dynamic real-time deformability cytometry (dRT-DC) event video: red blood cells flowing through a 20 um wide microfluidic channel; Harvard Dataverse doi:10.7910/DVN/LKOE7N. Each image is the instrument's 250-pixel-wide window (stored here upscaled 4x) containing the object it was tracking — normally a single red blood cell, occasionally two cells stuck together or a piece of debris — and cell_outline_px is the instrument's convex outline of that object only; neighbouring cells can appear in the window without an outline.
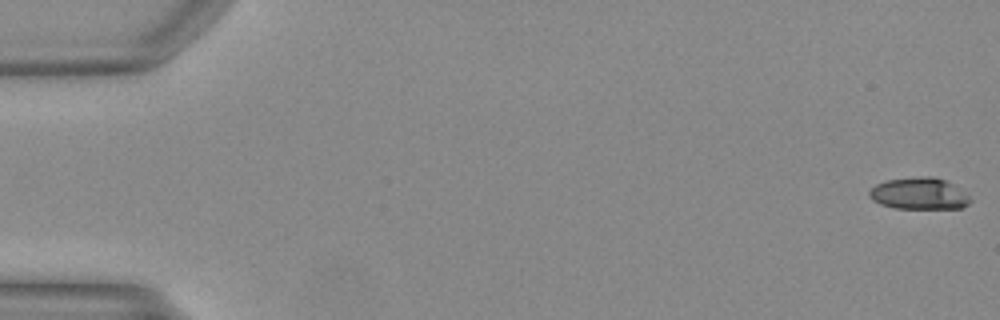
{"species": "Egyptian fruit bat (a non-hibernating species)", "species_latin": "Rousettus aegyptiacus", "temperature_condition": "warm", "stored_images_in_passage": 49, "camera_frame_rate_fps": 3000, "um_per_image_px": 0.085, "animal": {"sex": "female"}, "frame": {"image": 1, "passage_image": 1, "time_ms": 0.0, "image_size_px": [1000, 320], "cell_outline_px": [[972, 200], [968, 204], [960, 208], [896, 208], [880, 204], [872, 200], [868, 196], [868, 192], [876, 184], [888, 180], [920, 176], [932, 176], [948, 180], [964, 192]], "centroid_in_image_um": [78.12, 16.45], "position_along_channel_um": 6.9, "area_um2": 18.67}}
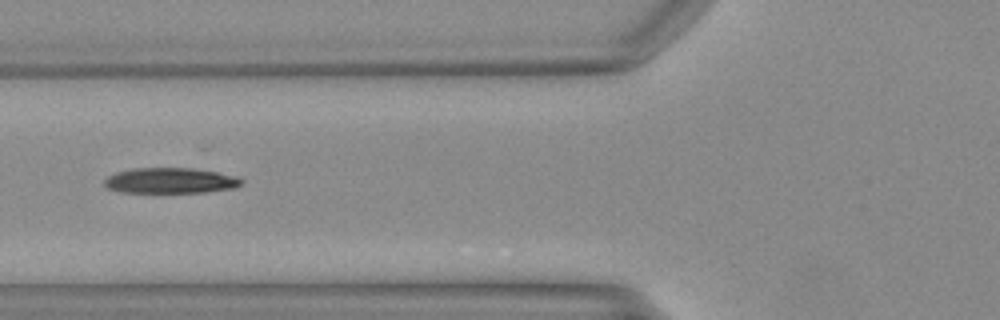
{"frame": {"image": 2, "passage_image": 20, "time_ms": 6.333, "image_size_px": [1000, 320], "cell_outline_px": [[244, 180], [236, 188], [204, 192], [120, 192], [104, 188], [104, 180], [108, 176], [116, 172], [132, 168], [192, 168], [216, 172], [236, 176]], "centroid_in_image_um": [14.45, 15.35], "position_along_channel_um": 111.4, "area_um2": 20.46}}
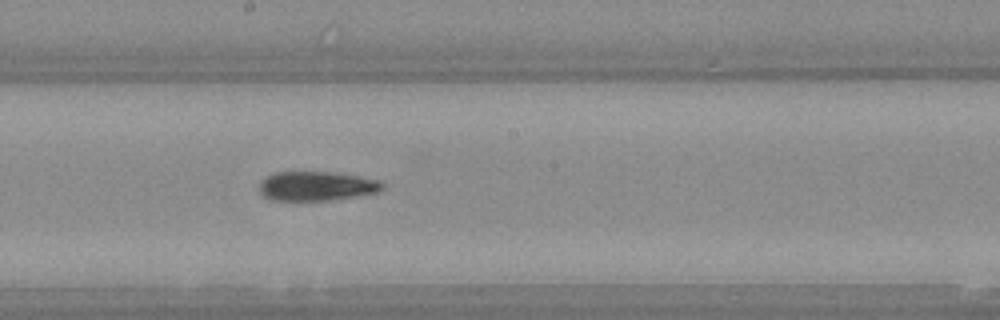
{"frame": {"image": 3, "passage_image": 28, "time_ms": 9.0, "image_size_px": [1000, 320], "cell_outline_px": [[384, 188], [380, 192], [332, 200], [268, 200], [260, 192], [260, 180], [276, 172], [328, 172], [356, 176], [380, 180], [384, 184]], "centroid_in_image_um": [26.91, 15.82], "position_along_channel_um": 221.3, "area_um2": 20.98}}